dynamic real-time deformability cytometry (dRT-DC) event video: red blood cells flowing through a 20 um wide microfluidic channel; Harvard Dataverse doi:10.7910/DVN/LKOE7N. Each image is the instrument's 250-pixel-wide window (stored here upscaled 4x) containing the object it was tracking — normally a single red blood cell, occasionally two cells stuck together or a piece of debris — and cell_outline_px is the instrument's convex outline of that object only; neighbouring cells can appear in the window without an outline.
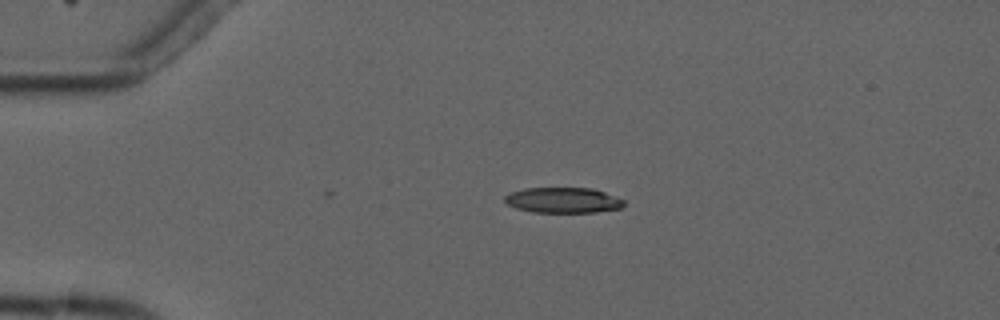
{"species": "common noctule bat (a hibernating species)", "species_latin": "Nyctalus noctula", "temperature_condition": "cold", "stored_images_in_passage": 3, "camera_frame_rate_fps": 3000, "um_per_image_px": 0.085, "animal": {"sex": "male", "forearm_length_mm": 52.5}, "frame": {"image": 1, "passage_image": 2, "time_ms": 1.333, "image_size_px": [1000, 320], "cell_outline_px": [[624, 204], [620, 208], [596, 212], [532, 212], [516, 208], [508, 204], [504, 200], [504, 196], [512, 192], [524, 188], [592, 188], [604, 192], [624, 200]], "centroid_in_image_um": [47.84, 17.01], "position_along_channel_um": 37.2, "area_um2": 17.57}}
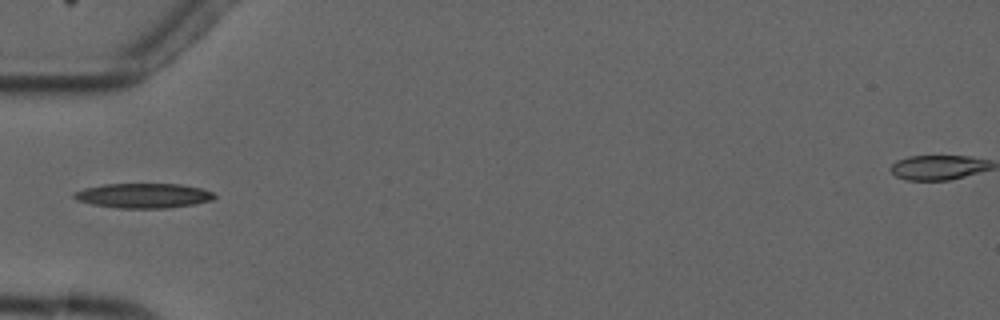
{"frame": {"image": 2, "passage_image": 3, "time_ms": 3.333, "image_size_px": [1000, 320], "cell_outline_px": [[216, 196], [212, 200], [192, 204], [164, 208], [116, 208], [92, 204], [76, 200], [72, 196], [72, 192], [84, 188], [104, 184], [180, 184], [200, 188], [212, 192]], "centroid_in_image_um": [12.13, 16.62], "position_along_channel_um": 72.9, "area_um2": 20.17}}